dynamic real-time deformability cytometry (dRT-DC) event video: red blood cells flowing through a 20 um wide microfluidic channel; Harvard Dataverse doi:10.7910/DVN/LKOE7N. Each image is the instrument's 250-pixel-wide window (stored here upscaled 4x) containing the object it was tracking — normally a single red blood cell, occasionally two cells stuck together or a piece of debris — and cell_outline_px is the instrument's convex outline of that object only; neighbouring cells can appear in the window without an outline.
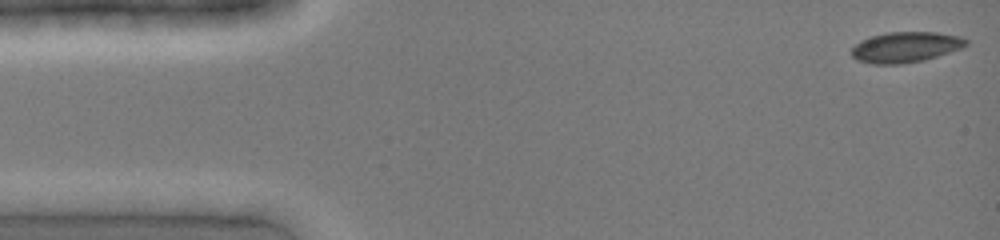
{"species": "common noctule bat (a hibernating species)", "species_latin": "Nyctalus noctula", "temperature_condition": "cold", "stored_images_in_passage": 30, "camera_frame_rate_fps": 3000, "um_per_image_px": 0.085, "animal": {"sex": "female", "body_mass_g": 19.0, "forearm_length_mm": 51.5}, "frame": {"image": 1, "passage_image": 1, "time_ms": 0.0, "image_size_px": [1000, 240], "cell_outline_px": [[968, 44], [960, 48], [924, 60], [900, 64], [872, 64], [856, 60], [852, 56], [852, 48], [860, 40], [872, 36], [888, 32], [936, 32], [960, 36], [968, 40]], "centroid_in_image_um": [76.95, 4.0], "position_along_channel_um": 8.0, "area_um2": 20.29}}
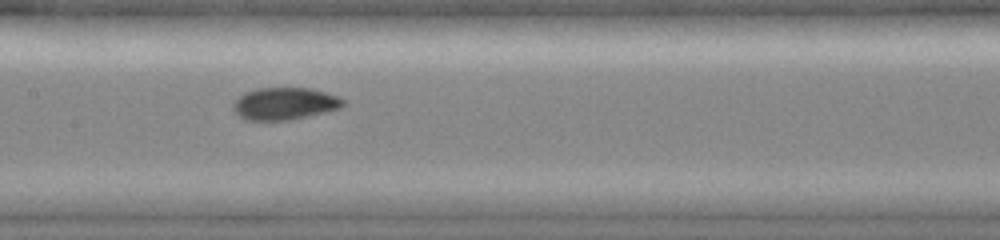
{"frame": {"image": 2, "passage_image": 20, "time_ms": 6.333, "image_size_px": [1000, 240], "cell_outline_px": [[344, 104], [340, 108], [324, 112], [288, 120], [248, 120], [240, 116], [232, 108], [232, 104], [244, 92], [260, 88], [308, 88], [324, 92], [336, 96], [344, 100]], "centroid_in_image_um": [24.17, 8.8], "position_along_channel_um": 183.2, "area_um2": 20.29}}
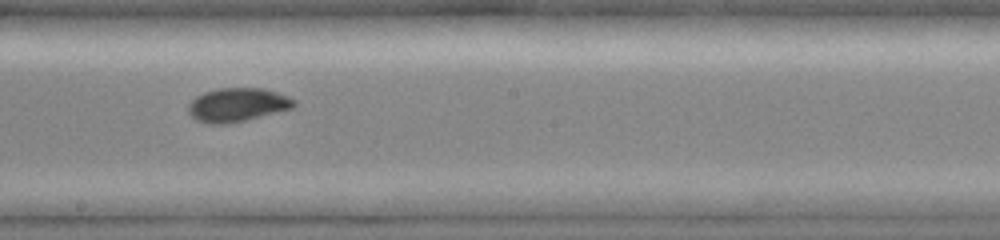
{"frame": {"image": 3, "passage_image": 23, "time_ms": 7.333, "image_size_px": [1000, 240], "cell_outline_px": [[296, 104], [292, 108], [228, 124], [212, 124], [196, 120], [188, 112], [188, 104], [196, 96], [204, 92], [220, 88], [264, 88], [276, 92], [296, 100]], "centroid_in_image_um": [20.15, 8.9], "position_along_channel_um": 228.0, "area_um2": 20.58}}